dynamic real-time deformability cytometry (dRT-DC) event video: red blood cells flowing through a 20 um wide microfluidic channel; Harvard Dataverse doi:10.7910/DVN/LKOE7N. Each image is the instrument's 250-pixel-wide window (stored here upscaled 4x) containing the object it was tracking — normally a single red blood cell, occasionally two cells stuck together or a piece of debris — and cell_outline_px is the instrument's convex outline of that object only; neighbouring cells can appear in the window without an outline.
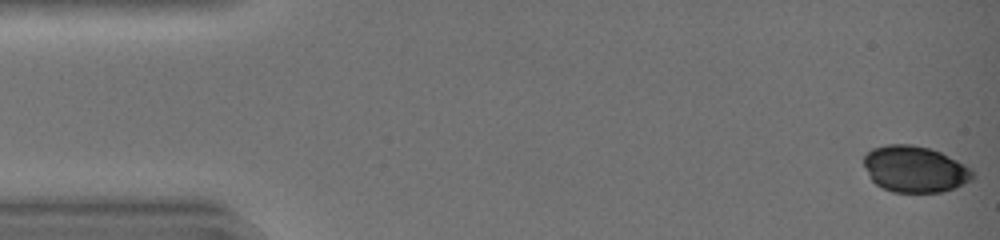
{"species": "common noctule bat (a hibernating species)", "species_latin": "Nyctalus noctula", "temperature_condition": "warm", "stored_images_in_passage": 44, "camera_frame_rate_fps": 3000, "um_per_image_px": 0.085, "animal": {"sex": "female", "body_mass_g": 19.0, "forearm_length_mm": 51.5}, "frame": {"image": 1, "passage_image": 1, "time_ms": 0.0, "image_size_px": [1000, 240], "cell_outline_px": [[976, 176], [972, 180], [956, 188], [940, 192], [892, 192], [876, 184], [872, 180], [864, 164], [864, 156], [872, 148], [888, 144], [912, 144], [928, 148], [940, 152], [972, 168]], "centroid_in_image_um": [77.8, 14.38], "position_along_channel_um": 7.2, "area_um2": 29.42}}
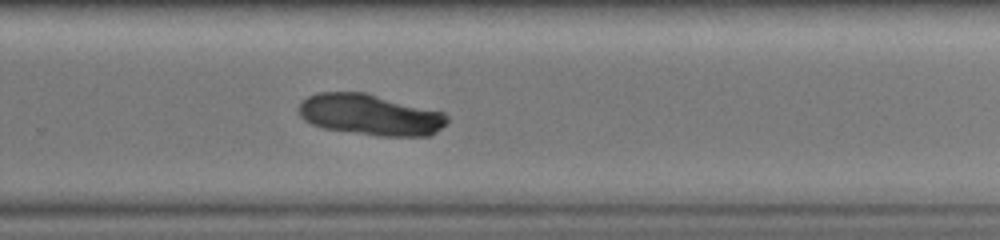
{"frame": {"image": 2, "passage_image": 30, "time_ms": 9.667, "image_size_px": [1000, 240], "cell_outline_px": [[448, 120], [432, 136], [380, 136], [324, 128], [312, 124], [304, 120], [300, 116], [296, 108], [308, 96], [316, 92], [368, 92], [444, 112], [448, 116]], "centroid_in_image_um": [31.46, 9.74], "position_along_channel_um": 298.3, "area_um2": 35.78}}
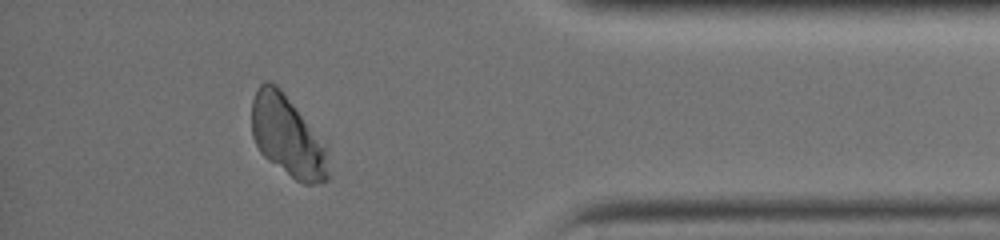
{"frame": {"image": 3, "passage_image": 39, "time_ms": 12.667, "image_size_px": [1000, 240], "cell_outline_px": [[328, 180], [312, 184], [304, 184], [296, 180], [268, 160], [260, 152], [252, 136], [252, 100], [256, 88], [264, 80], [268, 80], [276, 84], [284, 92], [328, 144]], "centroid_in_image_um": [24.46, 11.55], "position_along_channel_um": 410.7, "area_um2": 36.7}}